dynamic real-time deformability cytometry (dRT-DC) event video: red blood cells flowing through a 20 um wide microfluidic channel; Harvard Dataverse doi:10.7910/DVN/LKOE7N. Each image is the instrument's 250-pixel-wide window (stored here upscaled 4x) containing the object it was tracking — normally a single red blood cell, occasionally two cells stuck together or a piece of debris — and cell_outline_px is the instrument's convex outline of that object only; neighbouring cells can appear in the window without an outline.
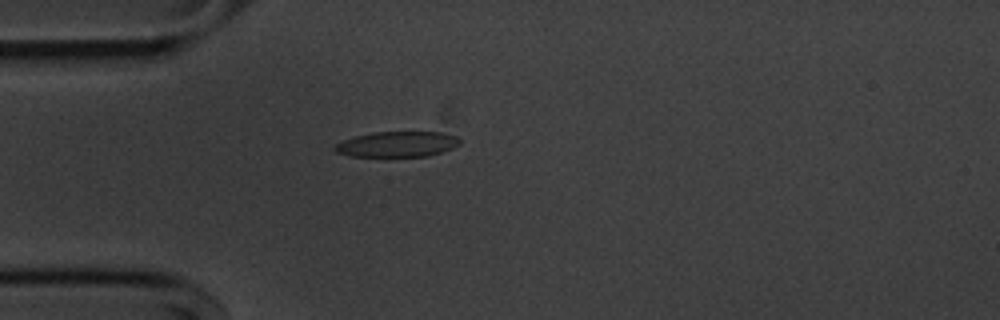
{"species": "common noctule bat (a hibernating species)", "species_latin": "Nyctalus noctula", "temperature_condition": "cold", "stored_images_in_passage": 48, "camera_frame_rate_fps": 3000, "um_per_image_px": 0.085, "animal": {"sex": "male", "body_mass_g": 20.1, "forearm_length_mm": 53.5}, "frame": {"image": 1, "passage_image": 8, "time_ms": 2.333, "image_size_px": [1000, 320], "cell_outline_px": [[460, 144], [452, 148], [428, 156], [348, 156], [336, 152], [332, 148], [336, 144], [344, 140], [356, 136], [372, 132], [440, 132], [456, 136], [460, 140]], "centroid_in_image_um": [33.75, 12.25], "position_along_channel_um": 51.3, "area_um2": 18.44}}
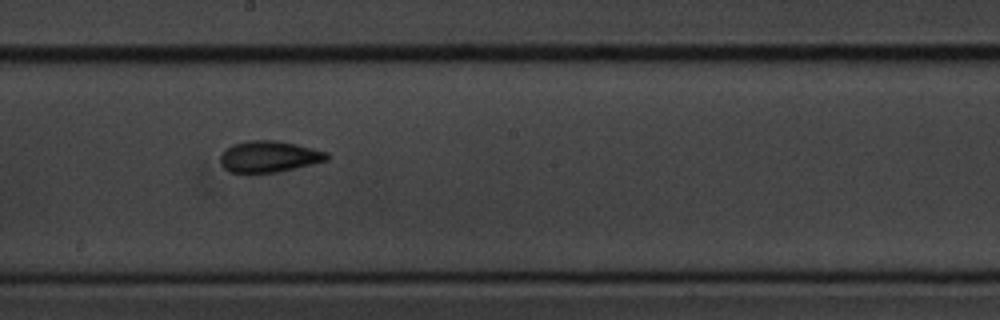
{"frame": {"image": 2, "passage_image": 23, "time_ms": 7.333, "image_size_px": [1000, 320], "cell_outline_px": [[328, 160], [276, 172], [228, 172], [220, 164], [220, 156], [232, 144], [248, 140], [276, 140], [296, 144], [328, 152]], "centroid_in_image_um": [22.85, 13.3], "position_along_channel_um": 225.3, "area_um2": 19.25}}
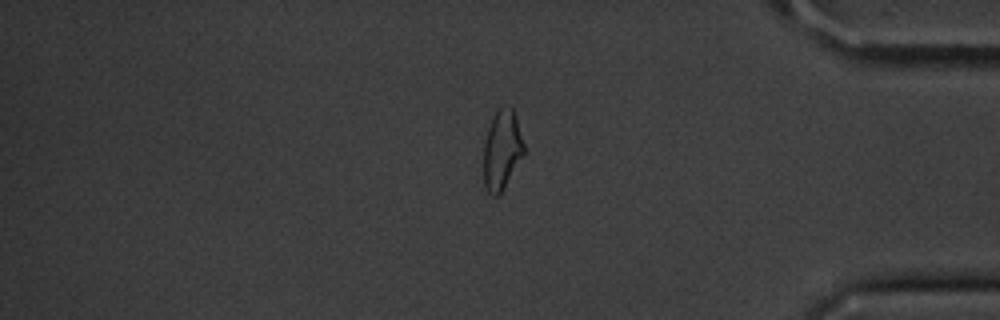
{"frame": {"image": 3, "passage_image": 39, "time_ms": 12.667, "image_size_px": [1000, 320], "cell_outline_px": [[524, 152], [500, 196], [492, 196], [488, 192], [484, 184], [484, 144], [488, 128], [492, 116], [500, 108], [508, 104], [512, 108], [516, 116], [524, 144]], "centroid_in_image_um": [42.66, 12.75], "position_along_channel_um": 392.5, "area_um2": 18.67}, "authors_computed_cell_mechanics": {"area_um2": 19.3341, "velocity_mm_per_s": 3.631, "shape_relaxation_time_tau1_ms": 5.7426, "shape_relaxation_time_tau2_ms": 2.6531, "deformation_change_tau1": 0.1311, "deformation_change_tau2": 0.0914}}